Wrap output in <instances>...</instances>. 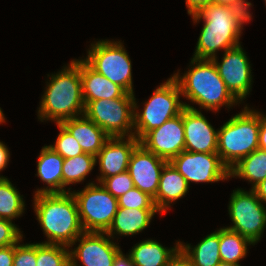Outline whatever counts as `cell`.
Returning <instances> with one entry per match:
<instances>
[{"mask_svg":"<svg viewBox=\"0 0 266 266\" xmlns=\"http://www.w3.org/2000/svg\"><path fill=\"white\" fill-rule=\"evenodd\" d=\"M113 266H135V264L131 260L129 253L124 255L120 249L116 254Z\"/></svg>","mask_w":266,"mask_h":266,"instance_id":"40","label":"cell"},{"mask_svg":"<svg viewBox=\"0 0 266 266\" xmlns=\"http://www.w3.org/2000/svg\"><path fill=\"white\" fill-rule=\"evenodd\" d=\"M235 0H213V3L229 5Z\"/></svg>","mask_w":266,"mask_h":266,"instance_id":"43","label":"cell"},{"mask_svg":"<svg viewBox=\"0 0 266 266\" xmlns=\"http://www.w3.org/2000/svg\"><path fill=\"white\" fill-rule=\"evenodd\" d=\"M110 239L105 232L82 233L70 246V266H81L78 261L82 266H113L121 248ZM75 242L79 244L72 249Z\"/></svg>","mask_w":266,"mask_h":266,"instance_id":"13","label":"cell"},{"mask_svg":"<svg viewBox=\"0 0 266 266\" xmlns=\"http://www.w3.org/2000/svg\"><path fill=\"white\" fill-rule=\"evenodd\" d=\"M77 140L84 153L96 156L110 138L103 129L85 115L70 118L61 123Z\"/></svg>","mask_w":266,"mask_h":266,"instance_id":"19","label":"cell"},{"mask_svg":"<svg viewBox=\"0 0 266 266\" xmlns=\"http://www.w3.org/2000/svg\"><path fill=\"white\" fill-rule=\"evenodd\" d=\"M251 5V2H247L246 0H235L228 5L231 10V14L237 21L238 28L241 32L244 23H248L252 19V15L249 11Z\"/></svg>","mask_w":266,"mask_h":266,"instance_id":"35","label":"cell"},{"mask_svg":"<svg viewBox=\"0 0 266 266\" xmlns=\"http://www.w3.org/2000/svg\"><path fill=\"white\" fill-rule=\"evenodd\" d=\"M101 184L113 197L119 198L134 188L132 178L128 171L102 179Z\"/></svg>","mask_w":266,"mask_h":266,"instance_id":"32","label":"cell"},{"mask_svg":"<svg viewBox=\"0 0 266 266\" xmlns=\"http://www.w3.org/2000/svg\"><path fill=\"white\" fill-rule=\"evenodd\" d=\"M118 207L136 209H157L153 197L134 187L118 198Z\"/></svg>","mask_w":266,"mask_h":266,"instance_id":"31","label":"cell"},{"mask_svg":"<svg viewBox=\"0 0 266 266\" xmlns=\"http://www.w3.org/2000/svg\"><path fill=\"white\" fill-rule=\"evenodd\" d=\"M180 248L189 257L192 266H217L221 262L220 229L207 235L194 247L180 242Z\"/></svg>","mask_w":266,"mask_h":266,"instance_id":"24","label":"cell"},{"mask_svg":"<svg viewBox=\"0 0 266 266\" xmlns=\"http://www.w3.org/2000/svg\"><path fill=\"white\" fill-rule=\"evenodd\" d=\"M217 266H240V264L228 263V262H220Z\"/></svg>","mask_w":266,"mask_h":266,"instance_id":"44","label":"cell"},{"mask_svg":"<svg viewBox=\"0 0 266 266\" xmlns=\"http://www.w3.org/2000/svg\"><path fill=\"white\" fill-rule=\"evenodd\" d=\"M211 60L227 89L240 104L249 95L253 82L251 64L241 44L226 50L221 62L217 56Z\"/></svg>","mask_w":266,"mask_h":266,"instance_id":"12","label":"cell"},{"mask_svg":"<svg viewBox=\"0 0 266 266\" xmlns=\"http://www.w3.org/2000/svg\"><path fill=\"white\" fill-rule=\"evenodd\" d=\"M84 115L109 137L134 136V94L116 99H98L85 105Z\"/></svg>","mask_w":266,"mask_h":266,"instance_id":"7","label":"cell"},{"mask_svg":"<svg viewBox=\"0 0 266 266\" xmlns=\"http://www.w3.org/2000/svg\"><path fill=\"white\" fill-rule=\"evenodd\" d=\"M167 162L139 143L130 156L127 170L134 187L154 198L159 188L161 171Z\"/></svg>","mask_w":266,"mask_h":266,"instance_id":"16","label":"cell"},{"mask_svg":"<svg viewBox=\"0 0 266 266\" xmlns=\"http://www.w3.org/2000/svg\"><path fill=\"white\" fill-rule=\"evenodd\" d=\"M15 244L13 266H36L37 243Z\"/></svg>","mask_w":266,"mask_h":266,"instance_id":"33","label":"cell"},{"mask_svg":"<svg viewBox=\"0 0 266 266\" xmlns=\"http://www.w3.org/2000/svg\"><path fill=\"white\" fill-rule=\"evenodd\" d=\"M190 182L211 183L229 179V168L217 153L182 151L169 161Z\"/></svg>","mask_w":266,"mask_h":266,"instance_id":"11","label":"cell"},{"mask_svg":"<svg viewBox=\"0 0 266 266\" xmlns=\"http://www.w3.org/2000/svg\"><path fill=\"white\" fill-rule=\"evenodd\" d=\"M260 112L244 109L218 129L217 154L230 169L259 148Z\"/></svg>","mask_w":266,"mask_h":266,"instance_id":"5","label":"cell"},{"mask_svg":"<svg viewBox=\"0 0 266 266\" xmlns=\"http://www.w3.org/2000/svg\"><path fill=\"white\" fill-rule=\"evenodd\" d=\"M253 190L255 191L258 199L262 203L266 204V179H264L257 186H255Z\"/></svg>","mask_w":266,"mask_h":266,"instance_id":"42","label":"cell"},{"mask_svg":"<svg viewBox=\"0 0 266 266\" xmlns=\"http://www.w3.org/2000/svg\"><path fill=\"white\" fill-rule=\"evenodd\" d=\"M181 96L180 88L172 76L154 90L140 112L134 95V136L140 141L149 131L179 115L185 107Z\"/></svg>","mask_w":266,"mask_h":266,"instance_id":"6","label":"cell"},{"mask_svg":"<svg viewBox=\"0 0 266 266\" xmlns=\"http://www.w3.org/2000/svg\"><path fill=\"white\" fill-rule=\"evenodd\" d=\"M254 245L249 239L226 227L220 228V256L222 262L239 264L246 257L247 246Z\"/></svg>","mask_w":266,"mask_h":266,"instance_id":"27","label":"cell"},{"mask_svg":"<svg viewBox=\"0 0 266 266\" xmlns=\"http://www.w3.org/2000/svg\"><path fill=\"white\" fill-rule=\"evenodd\" d=\"M228 212L233 225L227 226V229L239 233L254 245L260 241L266 228V206L258 199L253 189L233 190Z\"/></svg>","mask_w":266,"mask_h":266,"instance_id":"10","label":"cell"},{"mask_svg":"<svg viewBox=\"0 0 266 266\" xmlns=\"http://www.w3.org/2000/svg\"><path fill=\"white\" fill-rule=\"evenodd\" d=\"M85 232H106L118 209V198L101 184L88 183L84 189L72 191Z\"/></svg>","mask_w":266,"mask_h":266,"instance_id":"9","label":"cell"},{"mask_svg":"<svg viewBox=\"0 0 266 266\" xmlns=\"http://www.w3.org/2000/svg\"><path fill=\"white\" fill-rule=\"evenodd\" d=\"M70 247L37 243L36 266H70Z\"/></svg>","mask_w":266,"mask_h":266,"instance_id":"29","label":"cell"},{"mask_svg":"<svg viewBox=\"0 0 266 266\" xmlns=\"http://www.w3.org/2000/svg\"><path fill=\"white\" fill-rule=\"evenodd\" d=\"M148 151L168 162L185 151V136L182 112L167 120L162 126L149 131L141 140Z\"/></svg>","mask_w":266,"mask_h":266,"instance_id":"14","label":"cell"},{"mask_svg":"<svg viewBox=\"0 0 266 266\" xmlns=\"http://www.w3.org/2000/svg\"><path fill=\"white\" fill-rule=\"evenodd\" d=\"M165 266H192L189 257L179 248Z\"/></svg>","mask_w":266,"mask_h":266,"instance_id":"36","label":"cell"},{"mask_svg":"<svg viewBox=\"0 0 266 266\" xmlns=\"http://www.w3.org/2000/svg\"><path fill=\"white\" fill-rule=\"evenodd\" d=\"M11 181L0 176V218L15 220L24 213L25 201Z\"/></svg>","mask_w":266,"mask_h":266,"instance_id":"28","label":"cell"},{"mask_svg":"<svg viewBox=\"0 0 266 266\" xmlns=\"http://www.w3.org/2000/svg\"><path fill=\"white\" fill-rule=\"evenodd\" d=\"M15 245L0 247V266H13Z\"/></svg>","mask_w":266,"mask_h":266,"instance_id":"37","label":"cell"},{"mask_svg":"<svg viewBox=\"0 0 266 266\" xmlns=\"http://www.w3.org/2000/svg\"><path fill=\"white\" fill-rule=\"evenodd\" d=\"M10 152L7 146L0 141V172L7 167L9 163Z\"/></svg>","mask_w":266,"mask_h":266,"instance_id":"41","label":"cell"},{"mask_svg":"<svg viewBox=\"0 0 266 266\" xmlns=\"http://www.w3.org/2000/svg\"><path fill=\"white\" fill-rule=\"evenodd\" d=\"M126 139V140H125ZM140 141L135 137H110L95 156V162L99 163L100 182L128 170L130 156Z\"/></svg>","mask_w":266,"mask_h":266,"instance_id":"17","label":"cell"},{"mask_svg":"<svg viewBox=\"0 0 266 266\" xmlns=\"http://www.w3.org/2000/svg\"><path fill=\"white\" fill-rule=\"evenodd\" d=\"M34 212L47 237L46 244L70 247L84 233L71 192L34 195Z\"/></svg>","mask_w":266,"mask_h":266,"instance_id":"2","label":"cell"},{"mask_svg":"<svg viewBox=\"0 0 266 266\" xmlns=\"http://www.w3.org/2000/svg\"><path fill=\"white\" fill-rule=\"evenodd\" d=\"M187 12L189 15L200 11L203 7L212 3L213 0H186Z\"/></svg>","mask_w":266,"mask_h":266,"instance_id":"38","label":"cell"},{"mask_svg":"<svg viewBox=\"0 0 266 266\" xmlns=\"http://www.w3.org/2000/svg\"><path fill=\"white\" fill-rule=\"evenodd\" d=\"M23 240L22 232L11 220L0 218V247L15 245Z\"/></svg>","mask_w":266,"mask_h":266,"instance_id":"34","label":"cell"},{"mask_svg":"<svg viewBox=\"0 0 266 266\" xmlns=\"http://www.w3.org/2000/svg\"><path fill=\"white\" fill-rule=\"evenodd\" d=\"M188 71L183 76L173 74L183 98L199 105L200 109L217 111L237 105L238 100L227 89L212 60L191 58Z\"/></svg>","mask_w":266,"mask_h":266,"instance_id":"3","label":"cell"},{"mask_svg":"<svg viewBox=\"0 0 266 266\" xmlns=\"http://www.w3.org/2000/svg\"><path fill=\"white\" fill-rule=\"evenodd\" d=\"M191 16L193 23L204 22L193 58L211 60L219 50L240 45L242 32L228 5L212 2Z\"/></svg>","mask_w":266,"mask_h":266,"instance_id":"4","label":"cell"},{"mask_svg":"<svg viewBox=\"0 0 266 266\" xmlns=\"http://www.w3.org/2000/svg\"><path fill=\"white\" fill-rule=\"evenodd\" d=\"M157 212H159L157 209L118 207L113 222L105 233L113 239L114 234L119 236L136 235L149 226Z\"/></svg>","mask_w":266,"mask_h":266,"instance_id":"21","label":"cell"},{"mask_svg":"<svg viewBox=\"0 0 266 266\" xmlns=\"http://www.w3.org/2000/svg\"><path fill=\"white\" fill-rule=\"evenodd\" d=\"M189 190L186 179L167 162L160 174L159 188L153 198L159 214L165 213L170 204L184 197Z\"/></svg>","mask_w":266,"mask_h":266,"instance_id":"20","label":"cell"},{"mask_svg":"<svg viewBox=\"0 0 266 266\" xmlns=\"http://www.w3.org/2000/svg\"><path fill=\"white\" fill-rule=\"evenodd\" d=\"M38 156L36 176L48 186L37 189L35 195L42 193H62V167L64 158L47 145L42 147Z\"/></svg>","mask_w":266,"mask_h":266,"instance_id":"22","label":"cell"},{"mask_svg":"<svg viewBox=\"0 0 266 266\" xmlns=\"http://www.w3.org/2000/svg\"><path fill=\"white\" fill-rule=\"evenodd\" d=\"M179 248L180 241L166 248L156 240L147 239L135 244L129 255L135 266H165Z\"/></svg>","mask_w":266,"mask_h":266,"instance_id":"23","label":"cell"},{"mask_svg":"<svg viewBox=\"0 0 266 266\" xmlns=\"http://www.w3.org/2000/svg\"><path fill=\"white\" fill-rule=\"evenodd\" d=\"M183 124L185 151L217 153L218 130H215L201 110L184 103Z\"/></svg>","mask_w":266,"mask_h":266,"instance_id":"15","label":"cell"},{"mask_svg":"<svg viewBox=\"0 0 266 266\" xmlns=\"http://www.w3.org/2000/svg\"><path fill=\"white\" fill-rule=\"evenodd\" d=\"M57 126L60 132L56 138V142L54 145L48 146L60 154L64 159L73 158L84 153L77 140L68 132V130L62 124H57Z\"/></svg>","mask_w":266,"mask_h":266,"instance_id":"30","label":"cell"},{"mask_svg":"<svg viewBox=\"0 0 266 266\" xmlns=\"http://www.w3.org/2000/svg\"><path fill=\"white\" fill-rule=\"evenodd\" d=\"M259 148L266 151V115L260 113Z\"/></svg>","mask_w":266,"mask_h":266,"instance_id":"39","label":"cell"},{"mask_svg":"<svg viewBox=\"0 0 266 266\" xmlns=\"http://www.w3.org/2000/svg\"><path fill=\"white\" fill-rule=\"evenodd\" d=\"M80 76L85 105L93 100L120 98L126 93L121 86L92 69L83 59H80Z\"/></svg>","mask_w":266,"mask_h":266,"instance_id":"18","label":"cell"},{"mask_svg":"<svg viewBox=\"0 0 266 266\" xmlns=\"http://www.w3.org/2000/svg\"><path fill=\"white\" fill-rule=\"evenodd\" d=\"M4 116H5V115L3 114V111H2V109H1V107H0V124L6 122Z\"/></svg>","mask_w":266,"mask_h":266,"instance_id":"45","label":"cell"},{"mask_svg":"<svg viewBox=\"0 0 266 266\" xmlns=\"http://www.w3.org/2000/svg\"><path fill=\"white\" fill-rule=\"evenodd\" d=\"M95 165V156L88 153L64 159L62 167V193L71 192L70 188L66 191V186L83 182Z\"/></svg>","mask_w":266,"mask_h":266,"instance_id":"26","label":"cell"},{"mask_svg":"<svg viewBox=\"0 0 266 266\" xmlns=\"http://www.w3.org/2000/svg\"><path fill=\"white\" fill-rule=\"evenodd\" d=\"M89 48L83 60L126 92L134 94L131 60L123 44L105 39L92 43Z\"/></svg>","mask_w":266,"mask_h":266,"instance_id":"8","label":"cell"},{"mask_svg":"<svg viewBox=\"0 0 266 266\" xmlns=\"http://www.w3.org/2000/svg\"><path fill=\"white\" fill-rule=\"evenodd\" d=\"M41 97L38 118L41 122L51 120L56 124L84 115L80 59L72 60L61 71L50 76Z\"/></svg>","mask_w":266,"mask_h":266,"instance_id":"1","label":"cell"},{"mask_svg":"<svg viewBox=\"0 0 266 266\" xmlns=\"http://www.w3.org/2000/svg\"><path fill=\"white\" fill-rule=\"evenodd\" d=\"M230 178H242L252 183L251 189L266 179V151L260 148L240 159L229 169Z\"/></svg>","mask_w":266,"mask_h":266,"instance_id":"25","label":"cell"}]
</instances>
